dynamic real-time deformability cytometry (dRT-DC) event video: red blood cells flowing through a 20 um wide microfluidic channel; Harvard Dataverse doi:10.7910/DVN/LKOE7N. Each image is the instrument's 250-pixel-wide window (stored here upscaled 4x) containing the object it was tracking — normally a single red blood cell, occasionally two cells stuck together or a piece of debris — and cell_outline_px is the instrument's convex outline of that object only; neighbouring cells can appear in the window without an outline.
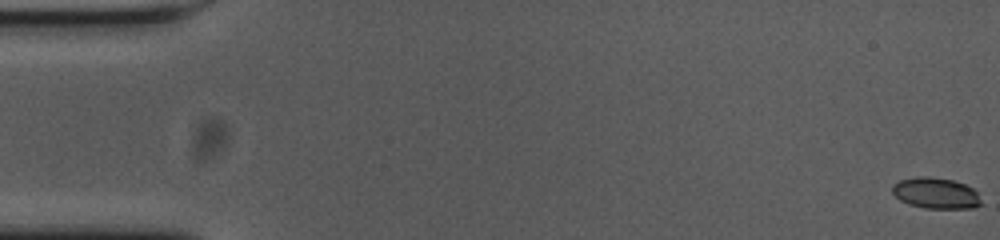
{"species": "common noctule bat (a hibernating species)", "species_latin": "Nyctalus noctula", "temperature_condition": "cold", "stored_images_in_passage": 56, "camera_frame_rate_fps": 3000, "um_per_image_px": 0.085, "animal": {"sex": "female", "body_mass_g": 23.0, "forearm_length_mm": 53.4}, "frame": {"image": 1, "passage_image": 1, "time_ms": 0.0, "image_size_px": [1000, 240], "cell_outline_px": [[984, 204], [972, 208], [924, 208], [908, 204], [900, 200], [892, 192], [892, 184], [900, 180], [916, 176], [928, 176], [952, 180], [964, 184], [972, 188], [976, 192]], "centroid_in_image_um": [79.54, 16.42], "position_along_channel_um": 5.5, "area_um2": 16.13}}
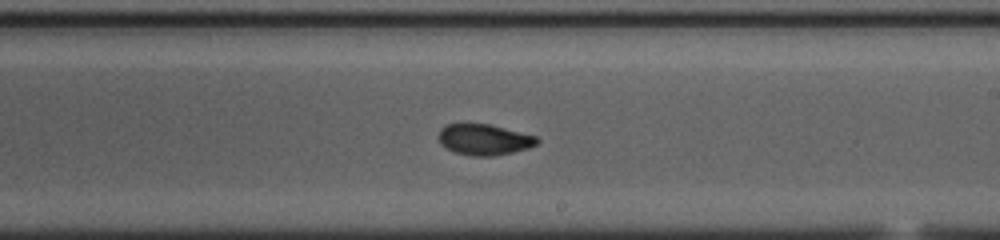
{"frame": {"image": 2, "passage_image": 33, "time_ms": 10.667, "image_size_px": [1000, 240], "cell_outline_px": [[540, 140], [536, 144], [528, 148], [512, 152], [492, 156], [472, 156], [456, 152], [440, 144], [436, 136], [440, 128], [444, 124], [488, 124], [536, 136]], "centroid_in_image_um": [41.1, 11.86], "position_along_channel_um": 247.9, "area_um2": 17.69}}
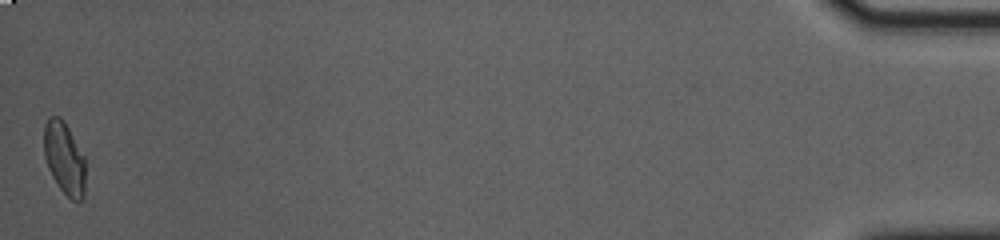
{"frame": {"image": 3, "passage_image": 56, "time_ms": 18.333, "image_size_px": [1000, 240], "cell_outline_px": [[84, 200], [72, 200], [56, 184], [48, 168], [44, 156], [44, 124], [48, 116], [60, 116], [64, 120], [84, 156]], "centroid_in_image_um": [5.45, 13.42], "position_along_channel_um": 429.8, "area_um2": 17.51}, "authors_computed_cell_mechanics": {"area_um2": 17.7735, "velocity_mm_per_s": 3.6734, "shape_relaxation_time_tau1_ms": null, "shape_relaxation_time_tau2_ms": 1.9277, "deformation_change_tau1": null, "deformation_change_tau2": 0.0587}}